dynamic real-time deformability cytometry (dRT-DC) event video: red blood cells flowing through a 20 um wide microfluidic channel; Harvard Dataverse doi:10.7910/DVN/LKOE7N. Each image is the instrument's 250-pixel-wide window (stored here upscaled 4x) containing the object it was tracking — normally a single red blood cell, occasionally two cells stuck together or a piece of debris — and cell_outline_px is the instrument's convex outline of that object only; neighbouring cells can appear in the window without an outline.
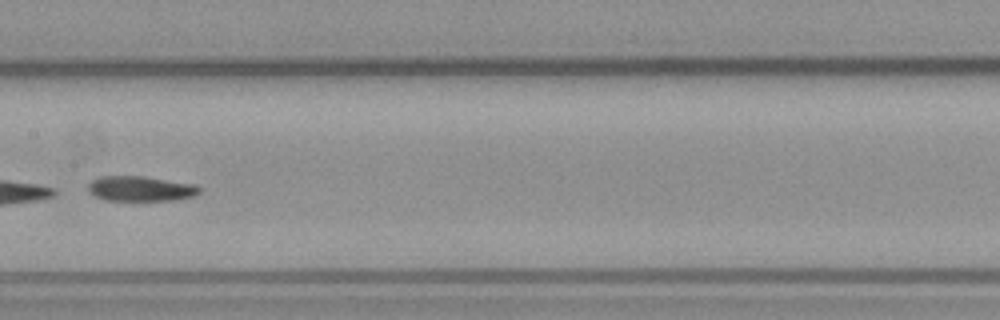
{"species": "common noctule bat (a hibernating species)", "species_latin": "Nyctalus noctula", "temperature_condition": "warm", "stored_images_in_passage": 47, "segment_of_instrument_passage": [2, 2], "camera_frame_rate_fps": 3000, "um_per_image_px": 0.085, "animal": {"sex": "male", "body_mass_g": 23.1, "forearm_length_mm": 52.7}, "frame": {"image": 1, "passage_image": 24, "time_ms": 7.667, "image_size_px": [1000, 320], "cell_outline_px": [[200, 192], [196, 196], [176, 200], [104, 200], [88, 192], [88, 184], [92, 180], [100, 176], [144, 176], [192, 184], [200, 188]], "centroid_in_image_um": [11.93, 16.04], "position_along_channel_um": 195.5, "area_um2": 16.24}}